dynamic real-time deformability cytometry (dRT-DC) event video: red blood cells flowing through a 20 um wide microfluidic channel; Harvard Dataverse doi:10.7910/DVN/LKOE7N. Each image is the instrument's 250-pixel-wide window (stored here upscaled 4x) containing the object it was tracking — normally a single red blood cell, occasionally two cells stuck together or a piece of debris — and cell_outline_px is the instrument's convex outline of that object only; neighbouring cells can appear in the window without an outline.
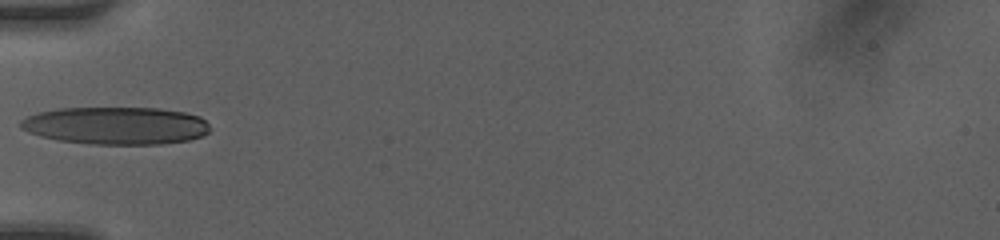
{"species": "human", "species_latin": "Homo sapiens", "temperature_condition": "room temperature", "stored_images_in_passage": 3, "camera_frame_rate_fps": 3000, "um_per_image_px": 0.085, "donor": {"sex": "female"}, "frame": {"image": 1, "passage_image": 1, "time_ms": 0.0, "image_size_px": [1000, 240], "cell_outline_px": [[208, 132], [204, 136], [188, 140], [160, 144], [92, 144], [56, 140], [40, 136], [28, 132], [20, 128], [20, 120], [28, 116], [40, 112], [60, 108], [160, 108], [184, 112], [200, 116], [208, 124]], "centroid_in_image_um": [9.85, 10.68], "position_along_channel_um": 75.2, "area_um2": 41.5}}
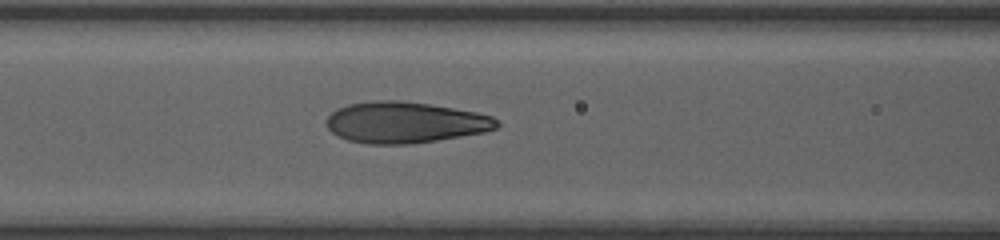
{"frame": {"image": 2, "passage_image": 3, "time_ms": 0.667, "image_size_px": [1000, 240], "cell_outline_px": [[500, 124], [496, 128], [484, 132], [436, 140], [408, 144], [368, 144], [348, 140], [332, 132], [328, 128], [328, 116], [336, 108], [348, 104], [372, 100], [400, 100], [428, 104], [476, 112], [492, 116]], "centroid_in_image_um": [34.41, 10.4], "position_along_channel_um": 132.2, "area_um2": 40.63}}